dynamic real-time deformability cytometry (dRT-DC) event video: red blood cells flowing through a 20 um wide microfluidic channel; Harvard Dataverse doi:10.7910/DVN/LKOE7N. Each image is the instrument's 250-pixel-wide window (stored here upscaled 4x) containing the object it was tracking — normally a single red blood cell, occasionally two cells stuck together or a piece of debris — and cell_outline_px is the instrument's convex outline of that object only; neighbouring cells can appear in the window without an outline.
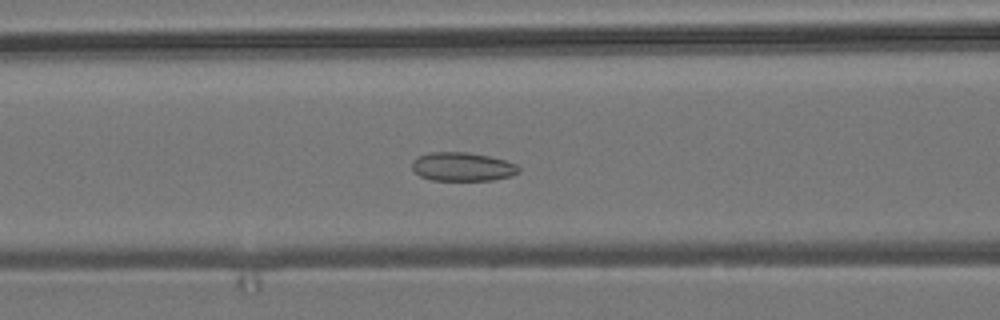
{"species": "common noctule bat (a hibernating species)", "species_latin": "Nyctalus noctula", "temperature_condition": "room temperature", "stored_images_in_passage": 53, "camera_frame_rate_fps": 3000, "um_per_image_px": 0.085, "animal": {"sex": "male", "body_mass_g": 19.2, "forearm_length_mm": 51.8}, "frame": {"image": 1, "passage_image": 22, "time_ms": 7.0, "image_size_px": [1000, 320], "cell_outline_px": [[520, 172], [512, 176], [492, 180], [432, 180], [420, 176], [412, 168], [412, 160], [416, 156], [428, 152], [468, 152], [488, 156], [504, 160], [516, 164], [520, 168]], "centroid_in_image_um": [39.3, 14.17], "position_along_channel_um": 127.3, "area_um2": 17.98}}
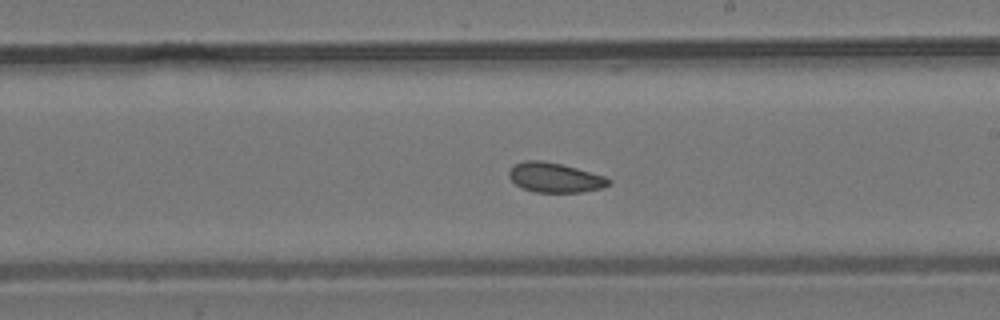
{"frame": {"image": 2, "passage_image": 31, "time_ms": 10.0, "image_size_px": [1000, 320], "cell_outline_px": [[612, 184], [600, 188], [580, 192], [536, 192], [520, 188], [508, 176], [508, 172], [512, 164], [524, 160], [540, 160], [560, 164], [576, 168], [604, 176], [612, 180]], "centroid_in_image_um": [47.12, 15.09], "position_along_channel_um": 241.9, "area_um2": 17.28}}
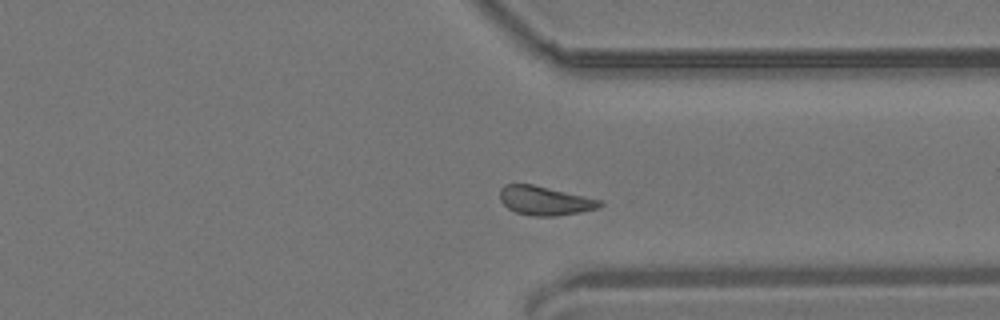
{"frame": {"image": 3, "passage_image": 40, "time_ms": 13.0, "image_size_px": [1000, 320], "cell_outline_px": [[604, 204], [596, 208], [580, 212], [556, 216], [532, 216], [516, 212], [508, 208], [500, 200], [500, 188], [504, 184], [532, 184], [600, 200]], "centroid_in_image_um": [46.26, 17.06], "position_along_channel_um": 365.1, "area_um2": 16.65}, "authors_computed_cell_mechanics": {"area_um2": 17.8024, "velocity_mm_per_s": 3.826, "shape_relaxation_time_tau1_ms": null, "shape_relaxation_time_tau2_ms": 6.3552, "deformation_change_tau1": null, "deformation_change_tau2": 0.1073}}